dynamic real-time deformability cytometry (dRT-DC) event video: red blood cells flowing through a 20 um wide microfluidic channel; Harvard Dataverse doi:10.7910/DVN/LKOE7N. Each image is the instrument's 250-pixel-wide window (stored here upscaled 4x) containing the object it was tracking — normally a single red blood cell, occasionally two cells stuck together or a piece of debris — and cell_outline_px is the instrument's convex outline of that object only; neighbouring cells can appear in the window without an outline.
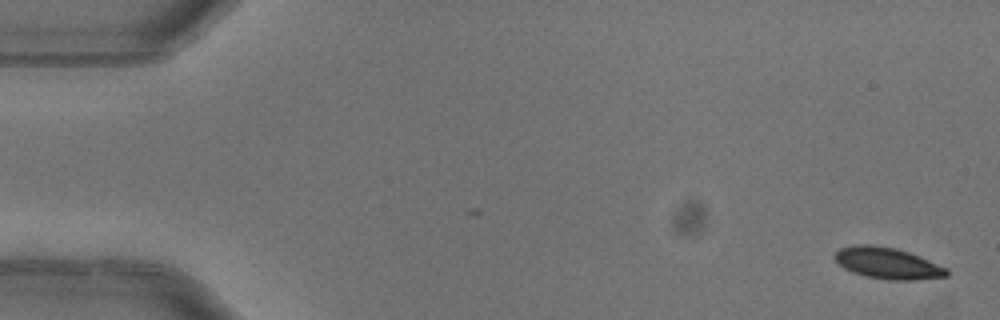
{"species": "common noctule bat (a hibernating species)", "species_latin": "Nyctalus noctula", "temperature_condition": "warm", "stored_images_in_passage": 8, "camera_frame_rate_fps": 3000, "um_per_image_px": 0.085, "animal": {"sex": "female"}, "frame": {"image": 1, "passage_image": 1, "time_ms": 0.0, "image_size_px": [1000, 320], "cell_outline_px": [[948, 276], [916, 280], [888, 280], [864, 276], [852, 272], [844, 268], [832, 256], [840, 248], [856, 244], [872, 244], [896, 248], [908, 252], [948, 268]], "centroid_in_image_um": [75.43, 22.37], "position_along_channel_um": 9.6, "area_um2": 20.52}}
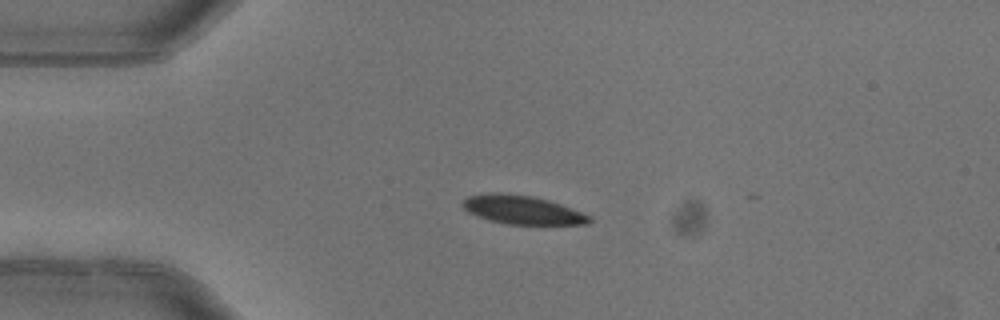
{"frame": {"image": 2, "passage_image": 4, "time_ms": 1.0, "image_size_px": [1000, 320], "cell_outline_px": [[592, 220], [588, 224], [508, 224], [488, 220], [468, 212], [464, 208], [464, 200], [468, 196], [496, 192], [532, 196], [548, 200], [560, 204], [580, 212], [588, 216]], "centroid_in_image_um": [44.38, 17.84], "position_along_channel_um": 40.6, "area_um2": 20.69}}